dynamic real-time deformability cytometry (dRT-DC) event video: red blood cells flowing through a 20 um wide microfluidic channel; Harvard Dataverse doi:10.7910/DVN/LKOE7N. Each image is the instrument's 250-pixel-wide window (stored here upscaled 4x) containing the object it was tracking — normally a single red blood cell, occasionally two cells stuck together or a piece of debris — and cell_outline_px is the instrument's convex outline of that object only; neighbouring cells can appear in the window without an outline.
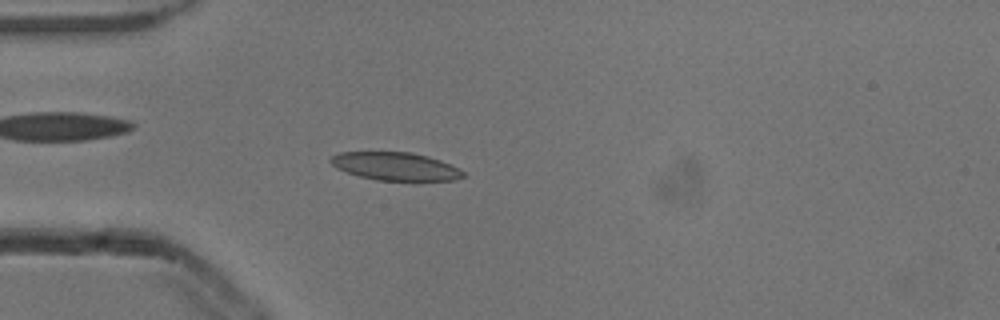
{"species": "common noctule bat (a hibernating species)", "species_latin": "Nyctalus noctula", "temperature_condition": "cold", "stored_images_in_passage": 4, "camera_frame_rate_fps": 3000, "um_per_image_px": 0.085, "animal": {"sex": "male", "body_mass_g": 13.3}, "frame": {"image": 1, "passage_image": 4, "time_ms": 1.0, "image_size_px": [1000, 320], "cell_outline_px": [[468, 176], [456, 180], [376, 180], [360, 176], [336, 168], [328, 160], [332, 156], [340, 152], [412, 152], [428, 156], [440, 160], [464, 172]], "centroid_in_image_um": [33.61, 14.13], "position_along_channel_um": 51.4, "area_um2": 21.5}}